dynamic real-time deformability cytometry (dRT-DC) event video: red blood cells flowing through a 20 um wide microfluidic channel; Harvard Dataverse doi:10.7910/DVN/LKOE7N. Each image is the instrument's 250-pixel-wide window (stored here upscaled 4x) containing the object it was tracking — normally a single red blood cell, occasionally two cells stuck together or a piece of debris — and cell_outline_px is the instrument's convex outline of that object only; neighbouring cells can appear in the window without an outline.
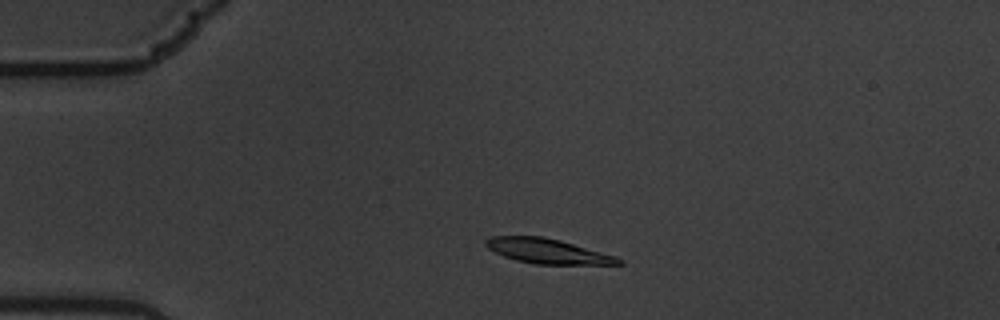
{"species": "common noctule bat (a hibernating species)", "species_latin": "Nyctalus noctula", "temperature_condition": "warm", "stored_images_in_passage": 2, "camera_frame_rate_fps": 3000, "um_per_image_px": 0.085, "animal": {"sex": "male", "body_mass_g": 19.5, "forearm_length_mm": 54.6}, "frame": {"image": 1, "passage_image": 1, "time_ms": 0.0, "image_size_px": [1000, 320], "cell_outline_px": [[624, 264], [532, 264], [516, 260], [504, 256], [488, 248], [484, 244], [484, 240], [492, 236], [544, 236], [560, 240], [616, 256], [624, 260]], "centroid_in_image_um": [46.54, 21.34], "position_along_channel_um": 38.5, "area_um2": 19.19}}